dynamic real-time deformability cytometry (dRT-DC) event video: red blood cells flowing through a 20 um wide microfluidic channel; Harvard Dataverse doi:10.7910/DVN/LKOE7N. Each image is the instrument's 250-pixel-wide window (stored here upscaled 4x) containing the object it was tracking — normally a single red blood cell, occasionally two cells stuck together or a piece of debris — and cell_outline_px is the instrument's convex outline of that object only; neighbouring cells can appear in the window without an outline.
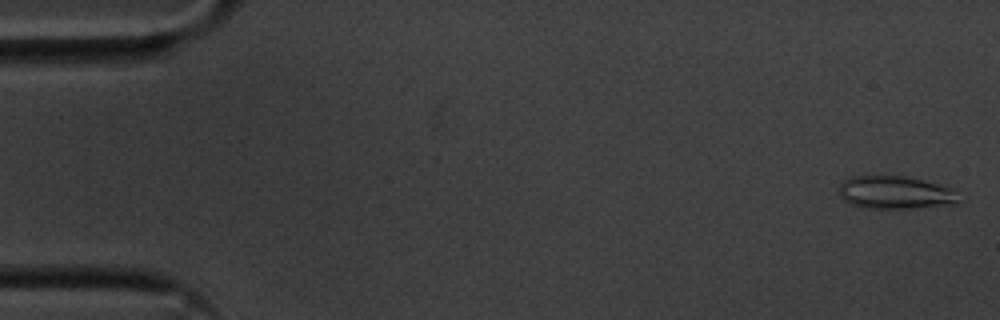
{"species": "common noctule bat (a hibernating species)", "species_latin": "Nyctalus noctula", "temperature_condition": "cold", "stored_images_in_passage": 55, "camera_frame_rate_fps": 3000, "um_per_image_px": 0.085, "animal": {"sex": "male", "body_mass_g": 20.1, "forearm_length_mm": 53.5}, "frame": {"image": 1, "passage_image": 1, "time_ms": 0.0, "image_size_px": [1000, 320], "cell_outline_px": [[956, 204], [912, 208], [864, 208], [848, 204], [840, 196], [840, 184], [844, 180], [852, 176], [904, 176], [924, 180], [952, 188], [956, 200]], "centroid_in_image_um": [76.03, 16.37], "position_along_channel_um": 9.0, "area_um2": 22.77}}
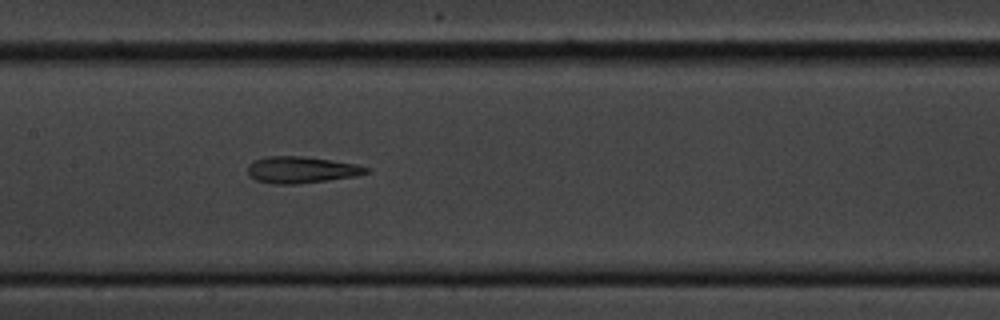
{"frame": {"image": 2, "passage_image": 26, "time_ms": 8.333, "image_size_px": [1000, 320], "cell_outline_px": [[372, 172], [356, 176], [328, 180], [296, 184], [276, 184], [256, 180], [248, 176], [248, 164], [252, 160], [264, 156], [300, 156], [356, 164], [372, 168]], "centroid_in_image_um": [25.61, 14.43], "position_along_channel_um": 181.8, "area_um2": 18.5}}
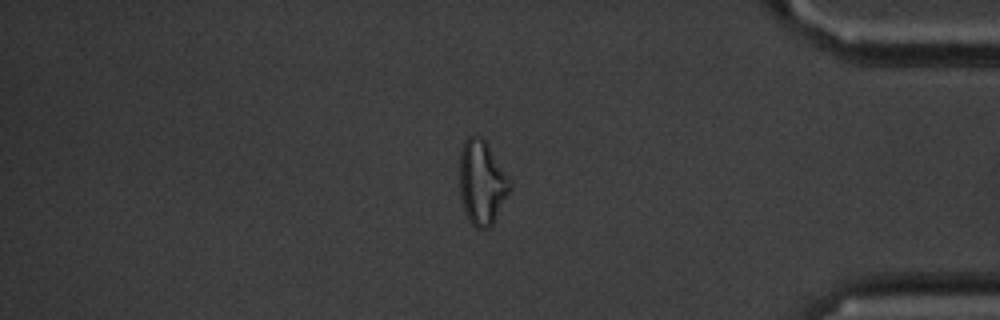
{"frame": {"image": 3, "passage_image": 46, "time_ms": 15.0, "image_size_px": [1000, 320], "cell_outline_px": [[512, 188], [492, 224], [488, 228], [476, 228], [468, 220], [464, 212], [460, 196], [460, 152], [464, 140], [468, 136], [480, 136], [484, 140], [512, 180]], "centroid_in_image_um": [40.96, 15.52], "position_along_channel_um": 394.2, "area_um2": 24.8}}